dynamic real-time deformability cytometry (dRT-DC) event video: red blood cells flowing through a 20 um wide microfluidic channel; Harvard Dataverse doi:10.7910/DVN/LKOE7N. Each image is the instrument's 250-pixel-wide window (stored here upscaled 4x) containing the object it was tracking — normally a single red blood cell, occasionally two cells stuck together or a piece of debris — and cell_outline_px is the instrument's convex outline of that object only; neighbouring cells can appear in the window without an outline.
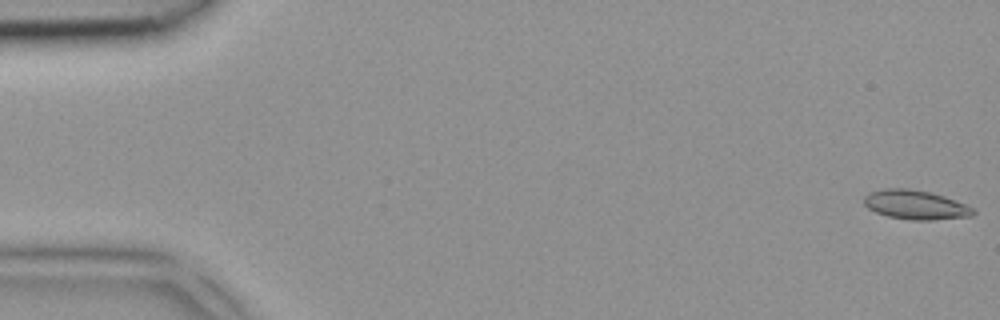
{"species": "common noctule bat (a hibernating species)", "species_latin": "Nyctalus noctula", "temperature_condition": "room temperature", "stored_images_in_passage": 5, "camera_frame_rate_fps": 3000, "um_per_image_px": 0.085, "animal": {"sex": "female", "body_mass_g": 18.4}, "frame": {"image": 1, "passage_image": 1, "time_ms": 0.0, "image_size_px": [1000, 320], "cell_outline_px": [[976, 212], [972, 216], [932, 220], [912, 220], [888, 216], [876, 212], [868, 208], [864, 204], [864, 196], [868, 192], [884, 188], [908, 188], [932, 192], [944, 196], [976, 208]], "centroid_in_image_um": [77.83, 17.4], "position_along_channel_um": 7.2, "area_um2": 18.79}}
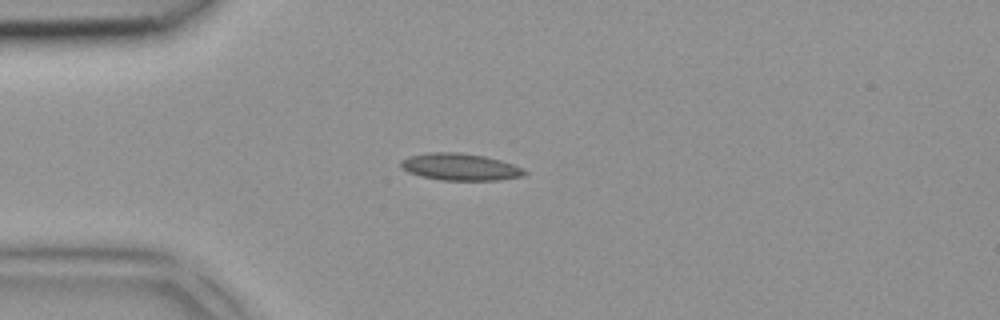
{"frame": {"image": 2, "passage_image": 4, "time_ms": 1.0, "image_size_px": [1000, 320], "cell_outline_px": [[528, 172], [524, 176], [496, 180], [444, 180], [420, 176], [408, 172], [400, 164], [400, 160], [408, 156], [432, 152], [460, 152], [484, 156], [500, 160], [524, 168]], "centroid_in_image_um": [39.12, 14.18], "position_along_channel_um": 45.9, "area_um2": 19.42}}